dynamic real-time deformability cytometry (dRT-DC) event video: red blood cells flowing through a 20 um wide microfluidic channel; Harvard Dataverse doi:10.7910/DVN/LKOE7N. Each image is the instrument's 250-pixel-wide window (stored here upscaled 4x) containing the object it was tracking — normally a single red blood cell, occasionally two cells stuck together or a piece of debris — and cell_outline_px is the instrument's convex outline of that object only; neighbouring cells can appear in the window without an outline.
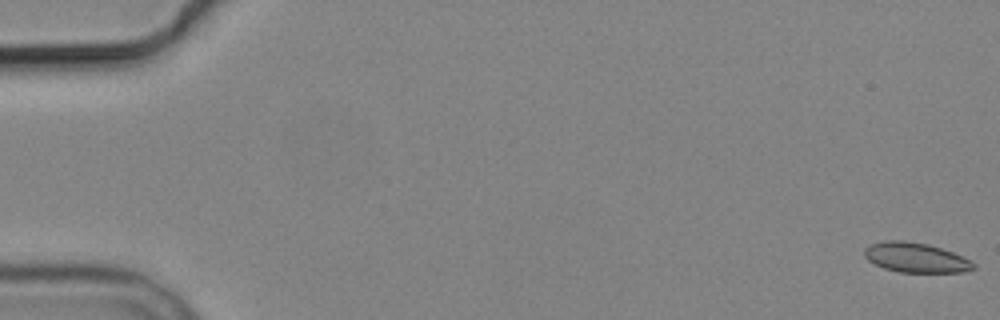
{"species": "common noctule bat (a hibernating species)", "species_latin": "Nyctalus noctula", "temperature_condition": "cold", "stored_images_in_passage": 7, "camera_frame_rate_fps": 3000, "um_per_image_px": 0.085, "animal": {"sex": "male", "body_mass_g": 19.2, "forearm_length_mm": 51.8}, "frame": {"image": 1, "passage_image": 1, "time_ms": 0.0, "image_size_px": [1000, 320], "cell_outline_px": [[976, 268], [964, 272], [900, 272], [884, 268], [868, 260], [864, 256], [864, 248], [872, 244], [884, 240], [904, 240], [928, 244], [952, 252], [972, 260], [976, 264]], "centroid_in_image_um": [77.86, 21.89], "position_along_channel_um": 7.1, "area_um2": 18.96}}
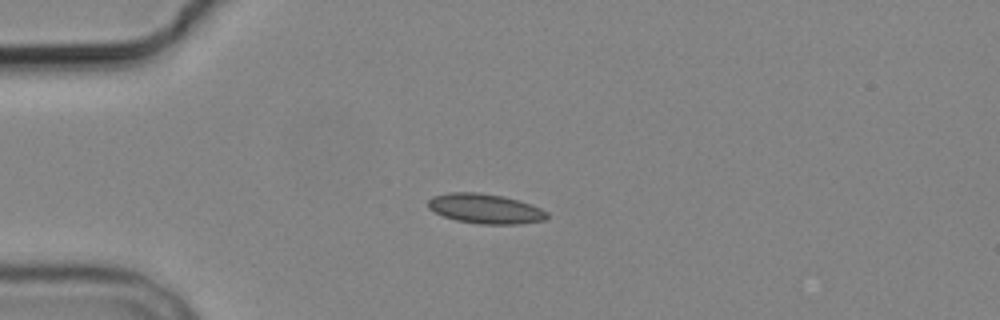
{"frame": {"image": 2, "passage_image": 5, "time_ms": 4.667, "image_size_px": [1000, 320], "cell_outline_px": [[548, 216], [544, 220], [516, 224], [480, 224], [456, 220], [444, 216], [428, 208], [428, 200], [432, 196], [448, 192], [476, 192], [504, 196], [540, 208], [548, 212]], "centroid_in_image_um": [41.21, 17.73], "position_along_channel_um": 43.8, "area_um2": 20.46}}
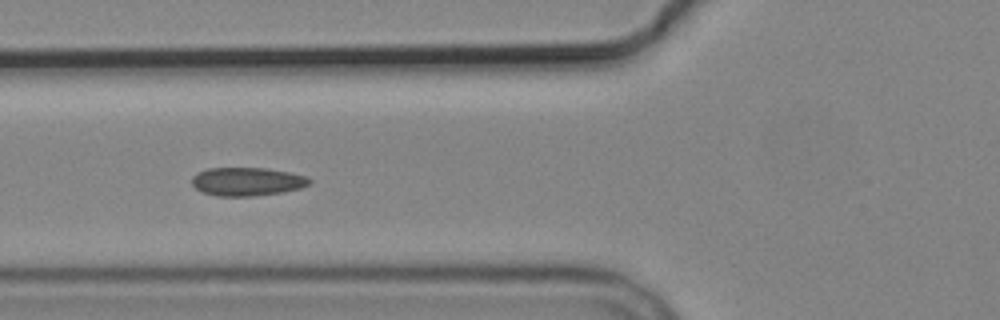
{"frame": {"image": 3, "passage_image": 7, "time_ms": 7.0, "image_size_px": [1000, 320], "cell_outline_px": [[312, 180], [308, 184], [300, 188], [284, 192], [252, 196], [216, 196], [204, 192], [196, 188], [192, 184], [192, 176], [208, 168], [264, 168], [288, 172], [304, 176]], "centroid_in_image_um": [20.99, 15.44], "position_along_channel_um": 104.8, "area_um2": 19.25}}